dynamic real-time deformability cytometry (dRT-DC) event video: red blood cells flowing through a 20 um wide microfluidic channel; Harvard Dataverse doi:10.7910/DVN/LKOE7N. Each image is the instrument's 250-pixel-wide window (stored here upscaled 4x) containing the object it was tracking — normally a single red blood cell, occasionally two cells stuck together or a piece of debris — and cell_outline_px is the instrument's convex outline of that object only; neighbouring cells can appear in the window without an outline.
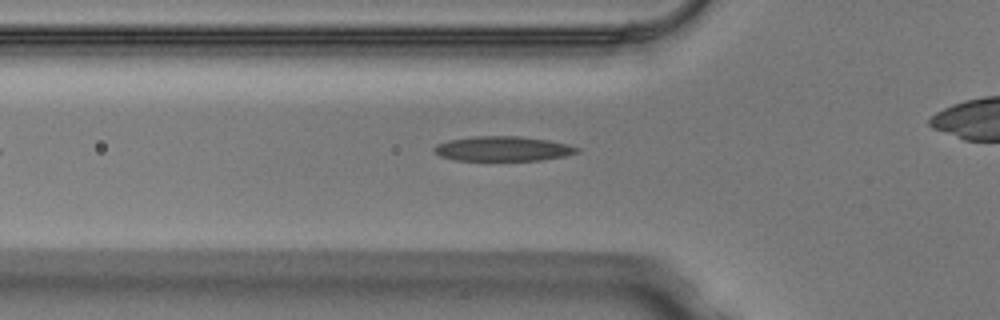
{"species": "Egyptian fruit bat (a non-hibernating species)", "species_latin": "Rousettus aegyptiacus", "temperature_condition": "warm", "stored_images_in_passage": 27, "camera_frame_rate_fps": 3000, "um_per_image_px": 0.085, "animal": {"sex": "male"}, "frame": {"image": 1, "passage_image": 3, "time_ms": 0.667, "image_size_px": [1000, 320], "cell_outline_px": [[580, 152], [564, 156], [540, 160], [456, 160], [440, 156], [432, 148], [436, 144], [448, 140], [476, 136], [520, 136], [548, 140], [568, 144], [580, 148]], "centroid_in_image_um": [42.76, 12.63], "position_along_channel_um": 83.0, "area_um2": 20.58}}
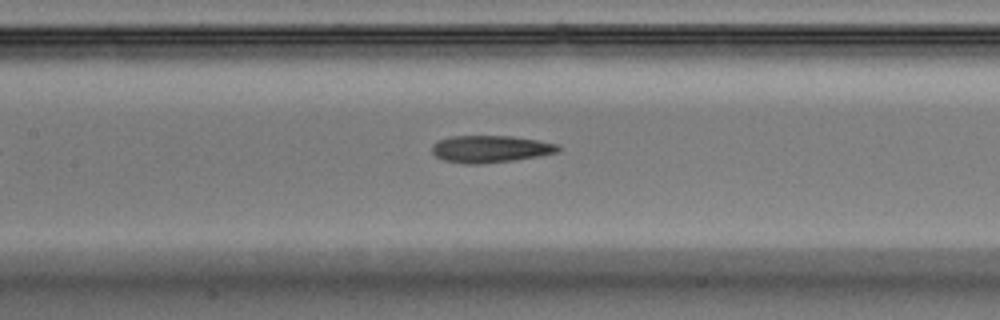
{"frame": {"image": 2, "passage_image": 9, "time_ms": 2.667, "image_size_px": [1000, 320], "cell_outline_px": [[560, 152], [540, 156], [512, 160], [476, 164], [468, 164], [444, 160], [436, 156], [432, 152], [432, 144], [436, 140], [452, 136], [512, 136], [536, 140], [556, 144], [560, 148]], "centroid_in_image_um": [41.66, 12.65], "position_along_channel_um": 165.7, "area_um2": 19.83}}
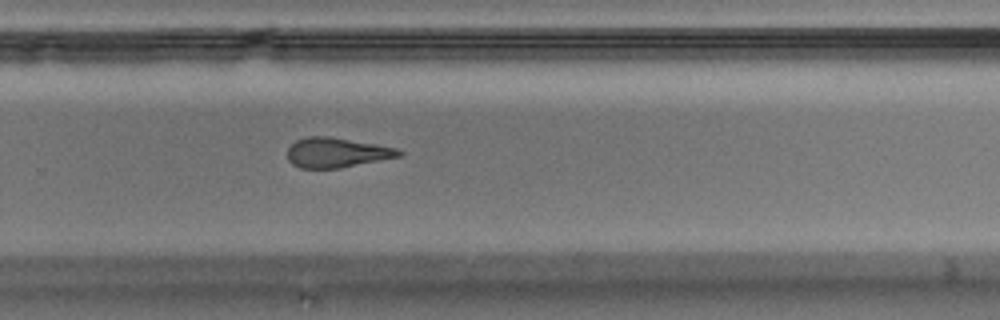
{"frame": {"image": 3, "passage_image": 19, "time_ms": 6.0, "image_size_px": [1000, 320], "cell_outline_px": [[404, 152], [400, 156], [340, 168], [300, 168], [292, 164], [288, 160], [288, 148], [296, 140], [308, 136], [328, 136], [376, 144], [396, 148]], "centroid_in_image_um": [28.6, 12.97], "position_along_channel_um": 301.2, "area_um2": 19.25}}